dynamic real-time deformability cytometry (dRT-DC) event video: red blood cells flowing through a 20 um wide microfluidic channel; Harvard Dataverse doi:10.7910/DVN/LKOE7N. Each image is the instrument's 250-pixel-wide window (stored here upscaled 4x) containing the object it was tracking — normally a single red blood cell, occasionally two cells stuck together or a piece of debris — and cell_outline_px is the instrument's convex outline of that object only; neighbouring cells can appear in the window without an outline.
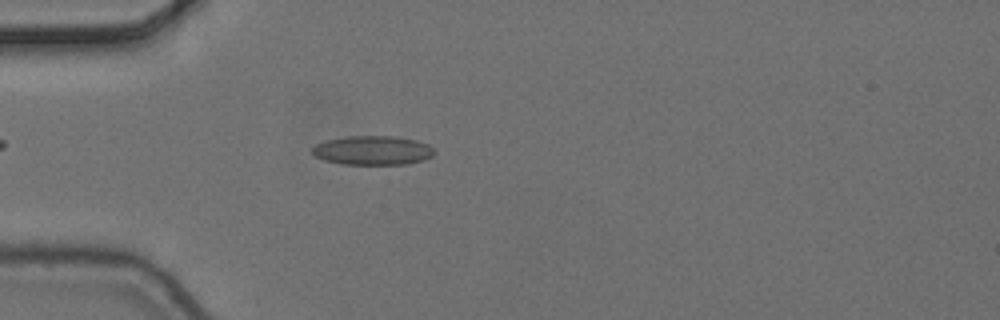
{"species": "common noctule bat (a hibernating species)", "species_latin": "Nyctalus noctula", "temperature_condition": "cold", "stored_images_in_passage": 5, "camera_frame_rate_fps": 3000, "um_per_image_px": 0.085, "animal": {"sex": "female", "body_mass_g": 24.6, "forearm_length_mm": 56.2}, "frame": {"image": 1, "passage_image": 5, "time_ms": 1.333, "image_size_px": [1000, 320], "cell_outline_px": [[432, 156], [424, 160], [408, 164], [340, 164], [324, 160], [316, 156], [312, 152], [312, 148], [316, 144], [328, 140], [348, 136], [396, 136], [416, 140], [428, 144], [432, 148]], "centroid_in_image_um": [31.68, 12.78], "position_along_channel_um": 53.3, "area_um2": 20.63}}